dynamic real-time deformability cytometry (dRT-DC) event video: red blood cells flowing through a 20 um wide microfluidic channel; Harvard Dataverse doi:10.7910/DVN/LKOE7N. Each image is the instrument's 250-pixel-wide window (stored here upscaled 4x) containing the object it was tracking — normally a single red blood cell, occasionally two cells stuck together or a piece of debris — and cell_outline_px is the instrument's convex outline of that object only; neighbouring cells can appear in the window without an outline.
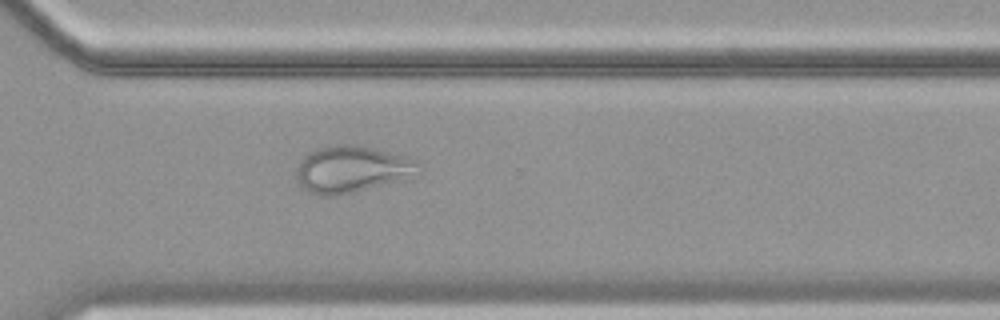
{"species": "common noctule bat (a hibernating species)", "species_latin": "Nyctalus noctula", "temperature_condition": "cold", "stored_images_in_passage": 55, "camera_frame_rate_fps": 3000, "um_per_image_px": 0.085, "animal": {"sex": "female", "body_mass_g": 19.9}, "frame": {"image": 1, "passage_image": 40, "time_ms": 13.0, "image_size_px": [1000, 320], "cell_outline_px": [[424, 168], [420, 172], [400, 180], [352, 192], [332, 196], [320, 196], [308, 192], [300, 184], [296, 176], [296, 168], [304, 156], [308, 152], [332, 144], [356, 144], [408, 156], [416, 160]], "centroid_in_image_um": [29.91, 14.37], "position_along_channel_um": 340.7, "area_um2": 33.35}}
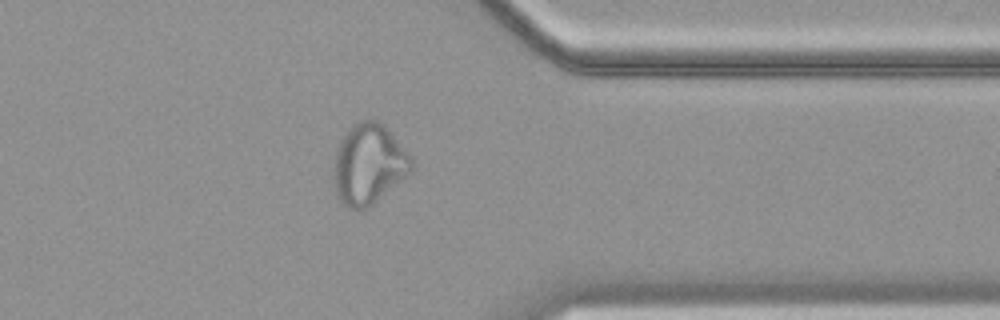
{"frame": {"image": 2, "passage_image": 44, "time_ms": 14.333, "image_size_px": [1000, 320], "cell_outline_px": [[412, 168], [400, 180], [368, 208], [348, 208], [340, 200], [336, 192], [332, 172], [336, 152], [340, 140], [360, 120], [376, 120], [384, 124], [412, 160]], "centroid_in_image_um": [31.3, 13.96], "position_along_channel_um": 380.1, "area_um2": 35.37}}